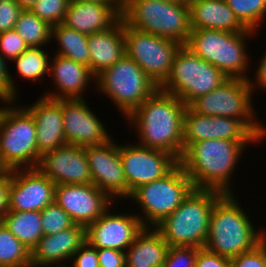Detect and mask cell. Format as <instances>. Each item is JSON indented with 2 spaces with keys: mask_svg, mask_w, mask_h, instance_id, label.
<instances>
[{
  "mask_svg": "<svg viewBox=\"0 0 266 267\" xmlns=\"http://www.w3.org/2000/svg\"><path fill=\"white\" fill-rule=\"evenodd\" d=\"M186 108L178 97L158 88L126 120L136 127L137 144L170 153L180 160L184 153L183 117Z\"/></svg>",
  "mask_w": 266,
  "mask_h": 267,
  "instance_id": "1",
  "label": "cell"
},
{
  "mask_svg": "<svg viewBox=\"0 0 266 267\" xmlns=\"http://www.w3.org/2000/svg\"><path fill=\"white\" fill-rule=\"evenodd\" d=\"M248 80L229 78L215 90L195 99L189 107L206 116L230 117L241 120L262 142L266 138V127L259 122L254 110Z\"/></svg>",
  "mask_w": 266,
  "mask_h": 267,
  "instance_id": "9",
  "label": "cell"
},
{
  "mask_svg": "<svg viewBox=\"0 0 266 267\" xmlns=\"http://www.w3.org/2000/svg\"><path fill=\"white\" fill-rule=\"evenodd\" d=\"M10 186V170L4 169L0 173V221L8 212V191Z\"/></svg>",
  "mask_w": 266,
  "mask_h": 267,
  "instance_id": "44",
  "label": "cell"
},
{
  "mask_svg": "<svg viewBox=\"0 0 266 267\" xmlns=\"http://www.w3.org/2000/svg\"><path fill=\"white\" fill-rule=\"evenodd\" d=\"M22 11L15 0L0 1V33L14 29Z\"/></svg>",
  "mask_w": 266,
  "mask_h": 267,
  "instance_id": "40",
  "label": "cell"
},
{
  "mask_svg": "<svg viewBox=\"0 0 266 267\" xmlns=\"http://www.w3.org/2000/svg\"><path fill=\"white\" fill-rule=\"evenodd\" d=\"M126 56L134 60L147 76L160 87L170 74L181 44L144 32L124 23Z\"/></svg>",
  "mask_w": 266,
  "mask_h": 267,
  "instance_id": "12",
  "label": "cell"
},
{
  "mask_svg": "<svg viewBox=\"0 0 266 267\" xmlns=\"http://www.w3.org/2000/svg\"><path fill=\"white\" fill-rule=\"evenodd\" d=\"M162 1L173 2V3H176V2H188V0H162Z\"/></svg>",
  "mask_w": 266,
  "mask_h": 267,
  "instance_id": "48",
  "label": "cell"
},
{
  "mask_svg": "<svg viewBox=\"0 0 266 267\" xmlns=\"http://www.w3.org/2000/svg\"><path fill=\"white\" fill-rule=\"evenodd\" d=\"M222 195L216 190L194 188L181 205L155 228L169 246L204 248L212 208Z\"/></svg>",
  "mask_w": 266,
  "mask_h": 267,
  "instance_id": "4",
  "label": "cell"
},
{
  "mask_svg": "<svg viewBox=\"0 0 266 267\" xmlns=\"http://www.w3.org/2000/svg\"><path fill=\"white\" fill-rule=\"evenodd\" d=\"M69 3L70 0H38L30 10L54 26L63 23Z\"/></svg>",
  "mask_w": 266,
  "mask_h": 267,
  "instance_id": "35",
  "label": "cell"
},
{
  "mask_svg": "<svg viewBox=\"0 0 266 267\" xmlns=\"http://www.w3.org/2000/svg\"><path fill=\"white\" fill-rule=\"evenodd\" d=\"M51 25L40 19L31 10H23L14 29L24 39L28 47H45L51 39Z\"/></svg>",
  "mask_w": 266,
  "mask_h": 267,
  "instance_id": "30",
  "label": "cell"
},
{
  "mask_svg": "<svg viewBox=\"0 0 266 267\" xmlns=\"http://www.w3.org/2000/svg\"><path fill=\"white\" fill-rule=\"evenodd\" d=\"M228 79L220 69L182 45L174 57L169 76L159 89L178 97L189 106L195 99L215 90Z\"/></svg>",
  "mask_w": 266,
  "mask_h": 267,
  "instance_id": "8",
  "label": "cell"
},
{
  "mask_svg": "<svg viewBox=\"0 0 266 267\" xmlns=\"http://www.w3.org/2000/svg\"><path fill=\"white\" fill-rule=\"evenodd\" d=\"M37 168L56 185L92 183L85 147L66 144L46 152Z\"/></svg>",
  "mask_w": 266,
  "mask_h": 267,
  "instance_id": "20",
  "label": "cell"
},
{
  "mask_svg": "<svg viewBox=\"0 0 266 267\" xmlns=\"http://www.w3.org/2000/svg\"><path fill=\"white\" fill-rule=\"evenodd\" d=\"M3 109H4V106L0 108V116H1Z\"/></svg>",
  "mask_w": 266,
  "mask_h": 267,
  "instance_id": "50",
  "label": "cell"
},
{
  "mask_svg": "<svg viewBox=\"0 0 266 267\" xmlns=\"http://www.w3.org/2000/svg\"><path fill=\"white\" fill-rule=\"evenodd\" d=\"M54 201L75 224L84 227L95 222L113 203L105 192L92 183L56 185Z\"/></svg>",
  "mask_w": 266,
  "mask_h": 267,
  "instance_id": "17",
  "label": "cell"
},
{
  "mask_svg": "<svg viewBox=\"0 0 266 267\" xmlns=\"http://www.w3.org/2000/svg\"><path fill=\"white\" fill-rule=\"evenodd\" d=\"M238 20L247 28L256 31L266 18V0H225ZM263 21V22H262ZM260 24V25H259Z\"/></svg>",
  "mask_w": 266,
  "mask_h": 267,
  "instance_id": "33",
  "label": "cell"
},
{
  "mask_svg": "<svg viewBox=\"0 0 266 267\" xmlns=\"http://www.w3.org/2000/svg\"><path fill=\"white\" fill-rule=\"evenodd\" d=\"M70 267H99L97 248L85 242L73 255L70 260ZM69 267V266H67Z\"/></svg>",
  "mask_w": 266,
  "mask_h": 267,
  "instance_id": "41",
  "label": "cell"
},
{
  "mask_svg": "<svg viewBox=\"0 0 266 267\" xmlns=\"http://www.w3.org/2000/svg\"><path fill=\"white\" fill-rule=\"evenodd\" d=\"M85 154L92 184L113 201L120 198L127 200V181L120 158L119 143L116 144L111 138L101 145L86 146Z\"/></svg>",
  "mask_w": 266,
  "mask_h": 267,
  "instance_id": "14",
  "label": "cell"
},
{
  "mask_svg": "<svg viewBox=\"0 0 266 267\" xmlns=\"http://www.w3.org/2000/svg\"><path fill=\"white\" fill-rule=\"evenodd\" d=\"M168 248L156 228L144 227L125 251L126 267H161Z\"/></svg>",
  "mask_w": 266,
  "mask_h": 267,
  "instance_id": "27",
  "label": "cell"
},
{
  "mask_svg": "<svg viewBox=\"0 0 266 267\" xmlns=\"http://www.w3.org/2000/svg\"><path fill=\"white\" fill-rule=\"evenodd\" d=\"M109 209L112 206L85 227L86 242L97 249L111 248L125 252L144 227L136 213L115 214Z\"/></svg>",
  "mask_w": 266,
  "mask_h": 267,
  "instance_id": "18",
  "label": "cell"
},
{
  "mask_svg": "<svg viewBox=\"0 0 266 267\" xmlns=\"http://www.w3.org/2000/svg\"><path fill=\"white\" fill-rule=\"evenodd\" d=\"M262 241L266 244V232L263 233Z\"/></svg>",
  "mask_w": 266,
  "mask_h": 267,
  "instance_id": "49",
  "label": "cell"
},
{
  "mask_svg": "<svg viewBox=\"0 0 266 267\" xmlns=\"http://www.w3.org/2000/svg\"><path fill=\"white\" fill-rule=\"evenodd\" d=\"M99 267H126L125 252L105 248L97 249Z\"/></svg>",
  "mask_w": 266,
  "mask_h": 267,
  "instance_id": "43",
  "label": "cell"
},
{
  "mask_svg": "<svg viewBox=\"0 0 266 267\" xmlns=\"http://www.w3.org/2000/svg\"><path fill=\"white\" fill-rule=\"evenodd\" d=\"M28 48L15 29L0 33V55L5 61L6 59L13 61Z\"/></svg>",
  "mask_w": 266,
  "mask_h": 267,
  "instance_id": "37",
  "label": "cell"
},
{
  "mask_svg": "<svg viewBox=\"0 0 266 267\" xmlns=\"http://www.w3.org/2000/svg\"><path fill=\"white\" fill-rule=\"evenodd\" d=\"M7 66V61L0 55V101L5 105L9 101H17L19 91Z\"/></svg>",
  "mask_w": 266,
  "mask_h": 267,
  "instance_id": "39",
  "label": "cell"
},
{
  "mask_svg": "<svg viewBox=\"0 0 266 267\" xmlns=\"http://www.w3.org/2000/svg\"><path fill=\"white\" fill-rule=\"evenodd\" d=\"M255 142L259 141L207 139L194 142L184 151L179 164L194 188L233 194L230 183L234 169L247 145Z\"/></svg>",
  "mask_w": 266,
  "mask_h": 267,
  "instance_id": "2",
  "label": "cell"
},
{
  "mask_svg": "<svg viewBox=\"0 0 266 267\" xmlns=\"http://www.w3.org/2000/svg\"><path fill=\"white\" fill-rule=\"evenodd\" d=\"M238 202L234 193L223 194L215 202L204 246L208 251L230 259L253 250L262 242L264 233L255 229L250 215Z\"/></svg>",
  "mask_w": 266,
  "mask_h": 267,
  "instance_id": "3",
  "label": "cell"
},
{
  "mask_svg": "<svg viewBox=\"0 0 266 267\" xmlns=\"http://www.w3.org/2000/svg\"><path fill=\"white\" fill-rule=\"evenodd\" d=\"M193 189L191 179L178 164L165 177L138 186L128 198L136 201L142 209L137 215L143 227L155 228L181 205Z\"/></svg>",
  "mask_w": 266,
  "mask_h": 267,
  "instance_id": "10",
  "label": "cell"
},
{
  "mask_svg": "<svg viewBox=\"0 0 266 267\" xmlns=\"http://www.w3.org/2000/svg\"><path fill=\"white\" fill-rule=\"evenodd\" d=\"M121 15L107 4L90 1H70L63 25L86 35L112 27Z\"/></svg>",
  "mask_w": 266,
  "mask_h": 267,
  "instance_id": "24",
  "label": "cell"
},
{
  "mask_svg": "<svg viewBox=\"0 0 266 267\" xmlns=\"http://www.w3.org/2000/svg\"><path fill=\"white\" fill-rule=\"evenodd\" d=\"M84 98L62 99L64 135L67 144L80 147L101 145L111 139L110 133L91 111Z\"/></svg>",
  "mask_w": 266,
  "mask_h": 267,
  "instance_id": "19",
  "label": "cell"
},
{
  "mask_svg": "<svg viewBox=\"0 0 266 267\" xmlns=\"http://www.w3.org/2000/svg\"><path fill=\"white\" fill-rule=\"evenodd\" d=\"M35 120L36 143L39 155L67 144L64 135L62 99L45 96L26 108Z\"/></svg>",
  "mask_w": 266,
  "mask_h": 267,
  "instance_id": "22",
  "label": "cell"
},
{
  "mask_svg": "<svg viewBox=\"0 0 266 267\" xmlns=\"http://www.w3.org/2000/svg\"><path fill=\"white\" fill-rule=\"evenodd\" d=\"M4 170V168L0 164V173Z\"/></svg>",
  "mask_w": 266,
  "mask_h": 267,
  "instance_id": "51",
  "label": "cell"
},
{
  "mask_svg": "<svg viewBox=\"0 0 266 267\" xmlns=\"http://www.w3.org/2000/svg\"><path fill=\"white\" fill-rule=\"evenodd\" d=\"M52 38L58 41L59 46L55 54L82 63L90 69L88 35L70 29L61 23L51 27Z\"/></svg>",
  "mask_w": 266,
  "mask_h": 267,
  "instance_id": "29",
  "label": "cell"
},
{
  "mask_svg": "<svg viewBox=\"0 0 266 267\" xmlns=\"http://www.w3.org/2000/svg\"><path fill=\"white\" fill-rule=\"evenodd\" d=\"M207 139L261 141L239 119L201 115L187 106L183 117V150Z\"/></svg>",
  "mask_w": 266,
  "mask_h": 267,
  "instance_id": "16",
  "label": "cell"
},
{
  "mask_svg": "<svg viewBox=\"0 0 266 267\" xmlns=\"http://www.w3.org/2000/svg\"><path fill=\"white\" fill-rule=\"evenodd\" d=\"M0 266L31 267V250L0 221Z\"/></svg>",
  "mask_w": 266,
  "mask_h": 267,
  "instance_id": "31",
  "label": "cell"
},
{
  "mask_svg": "<svg viewBox=\"0 0 266 267\" xmlns=\"http://www.w3.org/2000/svg\"><path fill=\"white\" fill-rule=\"evenodd\" d=\"M85 242V227L79 224L56 234L43 235L31 250V267H47L54 264L57 267H67L63 265V261L71 259ZM60 262L62 265H58Z\"/></svg>",
  "mask_w": 266,
  "mask_h": 267,
  "instance_id": "21",
  "label": "cell"
},
{
  "mask_svg": "<svg viewBox=\"0 0 266 267\" xmlns=\"http://www.w3.org/2000/svg\"><path fill=\"white\" fill-rule=\"evenodd\" d=\"M98 91L111 98L126 118L159 87L126 55L96 76Z\"/></svg>",
  "mask_w": 266,
  "mask_h": 267,
  "instance_id": "11",
  "label": "cell"
},
{
  "mask_svg": "<svg viewBox=\"0 0 266 267\" xmlns=\"http://www.w3.org/2000/svg\"><path fill=\"white\" fill-rule=\"evenodd\" d=\"M124 23L135 29L186 45L191 33L188 2L124 0Z\"/></svg>",
  "mask_w": 266,
  "mask_h": 267,
  "instance_id": "5",
  "label": "cell"
},
{
  "mask_svg": "<svg viewBox=\"0 0 266 267\" xmlns=\"http://www.w3.org/2000/svg\"><path fill=\"white\" fill-rule=\"evenodd\" d=\"M258 64L259 65H257L258 68L255 73L256 75H254L255 76L254 79L251 80V76H250L248 81L250 83V87L252 90H254L253 89L254 87L255 89L258 87L265 91L266 90V52Z\"/></svg>",
  "mask_w": 266,
  "mask_h": 267,
  "instance_id": "45",
  "label": "cell"
},
{
  "mask_svg": "<svg viewBox=\"0 0 266 267\" xmlns=\"http://www.w3.org/2000/svg\"><path fill=\"white\" fill-rule=\"evenodd\" d=\"M42 47H29L21 53L13 63L18 74L32 82H39L45 74L49 73L51 58Z\"/></svg>",
  "mask_w": 266,
  "mask_h": 267,
  "instance_id": "32",
  "label": "cell"
},
{
  "mask_svg": "<svg viewBox=\"0 0 266 267\" xmlns=\"http://www.w3.org/2000/svg\"><path fill=\"white\" fill-rule=\"evenodd\" d=\"M198 249L193 246H169L161 267H195Z\"/></svg>",
  "mask_w": 266,
  "mask_h": 267,
  "instance_id": "36",
  "label": "cell"
},
{
  "mask_svg": "<svg viewBox=\"0 0 266 267\" xmlns=\"http://www.w3.org/2000/svg\"><path fill=\"white\" fill-rule=\"evenodd\" d=\"M55 186L38 168L10 170L8 211H42L54 202Z\"/></svg>",
  "mask_w": 266,
  "mask_h": 267,
  "instance_id": "15",
  "label": "cell"
},
{
  "mask_svg": "<svg viewBox=\"0 0 266 267\" xmlns=\"http://www.w3.org/2000/svg\"><path fill=\"white\" fill-rule=\"evenodd\" d=\"M195 267H231L230 258L199 248Z\"/></svg>",
  "mask_w": 266,
  "mask_h": 267,
  "instance_id": "42",
  "label": "cell"
},
{
  "mask_svg": "<svg viewBox=\"0 0 266 267\" xmlns=\"http://www.w3.org/2000/svg\"><path fill=\"white\" fill-rule=\"evenodd\" d=\"M191 29H214L240 33L247 28L225 0H189Z\"/></svg>",
  "mask_w": 266,
  "mask_h": 267,
  "instance_id": "26",
  "label": "cell"
},
{
  "mask_svg": "<svg viewBox=\"0 0 266 267\" xmlns=\"http://www.w3.org/2000/svg\"><path fill=\"white\" fill-rule=\"evenodd\" d=\"M88 48L90 71L96 77L126 55L123 19L104 31L88 35Z\"/></svg>",
  "mask_w": 266,
  "mask_h": 267,
  "instance_id": "25",
  "label": "cell"
},
{
  "mask_svg": "<svg viewBox=\"0 0 266 267\" xmlns=\"http://www.w3.org/2000/svg\"><path fill=\"white\" fill-rule=\"evenodd\" d=\"M40 213L43 235L56 234L75 224L68 213L55 201L47 205Z\"/></svg>",
  "mask_w": 266,
  "mask_h": 267,
  "instance_id": "34",
  "label": "cell"
},
{
  "mask_svg": "<svg viewBox=\"0 0 266 267\" xmlns=\"http://www.w3.org/2000/svg\"><path fill=\"white\" fill-rule=\"evenodd\" d=\"M15 102L9 101L0 116V164L8 170L37 168L41 156L35 120L27 106Z\"/></svg>",
  "mask_w": 266,
  "mask_h": 267,
  "instance_id": "7",
  "label": "cell"
},
{
  "mask_svg": "<svg viewBox=\"0 0 266 267\" xmlns=\"http://www.w3.org/2000/svg\"><path fill=\"white\" fill-rule=\"evenodd\" d=\"M23 10H30L38 0H15Z\"/></svg>",
  "mask_w": 266,
  "mask_h": 267,
  "instance_id": "47",
  "label": "cell"
},
{
  "mask_svg": "<svg viewBox=\"0 0 266 267\" xmlns=\"http://www.w3.org/2000/svg\"><path fill=\"white\" fill-rule=\"evenodd\" d=\"M1 222L30 250L43 236L40 211H8Z\"/></svg>",
  "mask_w": 266,
  "mask_h": 267,
  "instance_id": "28",
  "label": "cell"
},
{
  "mask_svg": "<svg viewBox=\"0 0 266 267\" xmlns=\"http://www.w3.org/2000/svg\"><path fill=\"white\" fill-rule=\"evenodd\" d=\"M255 32L251 29L240 33L192 29L185 46L204 61L220 69L228 78L249 80V76H246L250 69L246 40Z\"/></svg>",
  "mask_w": 266,
  "mask_h": 267,
  "instance_id": "6",
  "label": "cell"
},
{
  "mask_svg": "<svg viewBox=\"0 0 266 267\" xmlns=\"http://www.w3.org/2000/svg\"><path fill=\"white\" fill-rule=\"evenodd\" d=\"M231 267H266V244L262 241L253 250L230 259Z\"/></svg>",
  "mask_w": 266,
  "mask_h": 267,
  "instance_id": "38",
  "label": "cell"
},
{
  "mask_svg": "<svg viewBox=\"0 0 266 267\" xmlns=\"http://www.w3.org/2000/svg\"><path fill=\"white\" fill-rule=\"evenodd\" d=\"M70 1H90L107 4L112 6L120 15H122L124 9V0H70Z\"/></svg>",
  "mask_w": 266,
  "mask_h": 267,
  "instance_id": "46",
  "label": "cell"
},
{
  "mask_svg": "<svg viewBox=\"0 0 266 267\" xmlns=\"http://www.w3.org/2000/svg\"><path fill=\"white\" fill-rule=\"evenodd\" d=\"M49 74L57 87L55 93H44L50 99L83 98L86 87L96 79L88 66L57 54L50 61Z\"/></svg>",
  "mask_w": 266,
  "mask_h": 267,
  "instance_id": "23",
  "label": "cell"
},
{
  "mask_svg": "<svg viewBox=\"0 0 266 267\" xmlns=\"http://www.w3.org/2000/svg\"><path fill=\"white\" fill-rule=\"evenodd\" d=\"M119 152L127 181V199L138 186L165 177L179 164V160L170 153L136 143L120 144Z\"/></svg>",
  "mask_w": 266,
  "mask_h": 267,
  "instance_id": "13",
  "label": "cell"
}]
</instances>
